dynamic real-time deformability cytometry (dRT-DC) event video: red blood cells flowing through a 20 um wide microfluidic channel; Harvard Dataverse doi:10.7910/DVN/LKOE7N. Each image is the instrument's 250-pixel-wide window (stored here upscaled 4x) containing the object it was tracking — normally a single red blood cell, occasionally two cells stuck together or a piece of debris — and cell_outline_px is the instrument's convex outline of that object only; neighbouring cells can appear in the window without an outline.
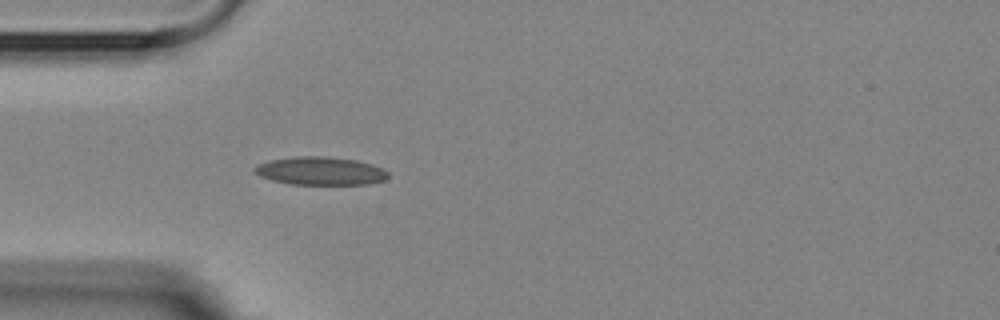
{"species": "Egyptian fruit bat (a non-hibernating species)", "species_latin": "Rousettus aegyptiacus", "temperature_condition": "room temperature", "stored_images_in_passage": 1, "camera_frame_rate_fps": 3000, "um_per_image_px": 0.085, "animal": {"sex": "female"}, "frame": {"image": 1, "passage_image": 1, "time_ms": 0.0, "image_size_px": [1000, 320], "cell_outline_px": [[388, 176], [384, 180], [368, 184], [292, 184], [272, 180], [260, 176], [252, 168], [256, 164], [268, 160], [292, 156], [324, 156], [356, 160], [372, 164], [384, 168], [388, 172]], "centroid_in_image_um": [27.22, 14.52], "position_along_channel_um": 57.8, "area_um2": 22.02}}